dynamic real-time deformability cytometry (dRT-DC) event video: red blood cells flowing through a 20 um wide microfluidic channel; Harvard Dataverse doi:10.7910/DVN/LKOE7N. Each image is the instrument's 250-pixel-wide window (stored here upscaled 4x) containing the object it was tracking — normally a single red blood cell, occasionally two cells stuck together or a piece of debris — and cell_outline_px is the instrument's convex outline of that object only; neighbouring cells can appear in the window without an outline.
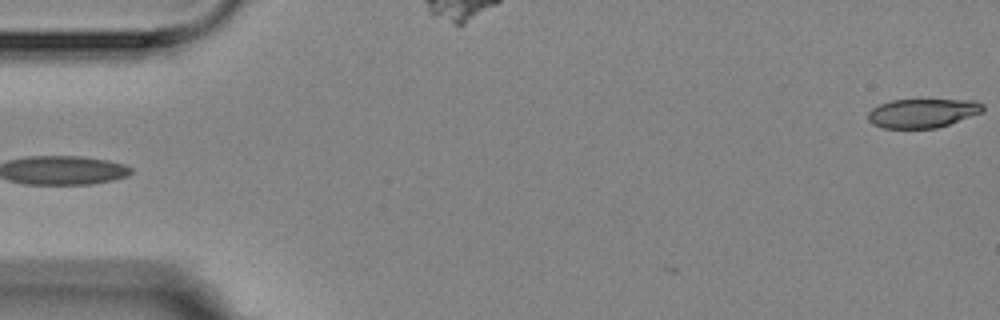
{"species": "Egyptian fruit bat (a non-hibernating species)", "species_latin": "Rousettus aegyptiacus", "temperature_condition": "room temperature", "stored_images_in_passage": 3, "camera_frame_rate_fps": 3000, "um_per_image_px": 0.085, "animal": {"sex": "female"}, "frame": {"image": 1, "passage_image": 1, "time_ms": 0.0, "image_size_px": [1000, 320], "cell_outline_px": [[984, 108], [980, 112], [948, 124], [936, 128], [880, 128], [872, 124], [868, 120], [868, 112], [872, 108], [880, 104], [892, 100], [976, 100], [984, 104]], "centroid_in_image_um": [78.37, 9.61], "position_along_channel_um": 6.6, "area_um2": 19.25}}